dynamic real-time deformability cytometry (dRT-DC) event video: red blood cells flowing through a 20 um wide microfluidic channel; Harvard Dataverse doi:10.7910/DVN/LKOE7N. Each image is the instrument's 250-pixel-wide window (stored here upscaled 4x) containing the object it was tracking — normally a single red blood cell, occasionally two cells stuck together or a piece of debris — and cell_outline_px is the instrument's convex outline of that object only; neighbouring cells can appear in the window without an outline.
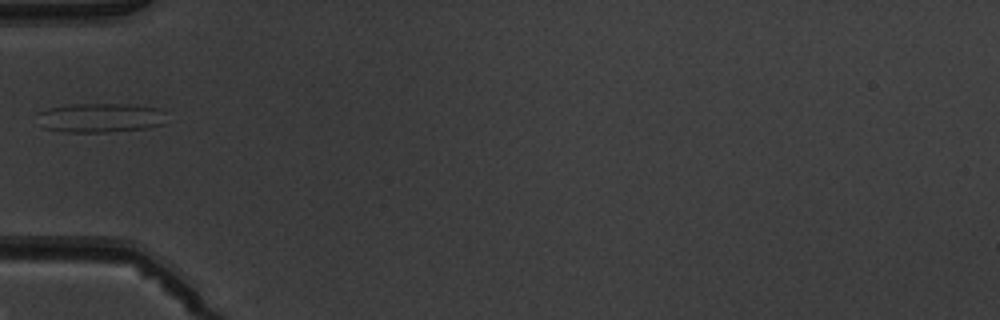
{"species": "common noctule bat (a hibernating species)", "species_latin": "Nyctalus noctula", "temperature_condition": "warm", "stored_images_in_passage": 1, "camera_frame_rate_fps": 3000, "um_per_image_px": 0.085, "animal": {"sex": "male", "body_mass_g": 19.5, "forearm_length_mm": 54.6}, "frame": {"image": 1, "passage_image": 1, "time_ms": 0.0, "image_size_px": [1000, 320], "cell_outline_px": [[164, 124], [148, 128], [108, 132], [64, 132], [44, 128], [36, 112], [44, 108], [72, 104], [128, 104], [160, 108]], "centroid_in_image_um": [8.47, 10.01], "position_along_channel_um": 76.5, "area_um2": 22.08}}